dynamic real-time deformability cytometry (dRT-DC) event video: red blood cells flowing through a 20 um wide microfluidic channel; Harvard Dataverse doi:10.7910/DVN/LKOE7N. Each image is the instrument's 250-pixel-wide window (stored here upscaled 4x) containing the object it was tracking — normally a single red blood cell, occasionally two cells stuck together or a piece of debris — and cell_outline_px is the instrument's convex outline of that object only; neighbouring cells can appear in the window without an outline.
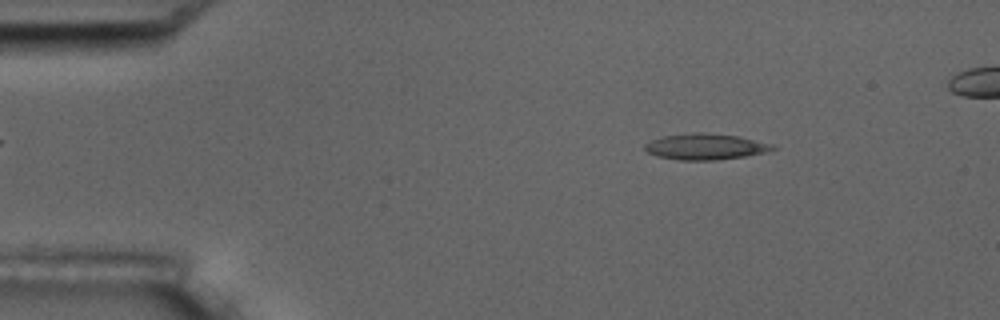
{"species": "common noctule bat (a hibernating species)", "species_latin": "Nyctalus noctula", "temperature_condition": "room temperature", "stored_images_in_passage": 6, "camera_frame_rate_fps": 3000, "um_per_image_px": 0.085, "animal": {"sex": "male", "body_mass_g": 17.5, "forearm_length_mm": 52.3}, "frame": {"image": 1, "passage_image": 3, "time_ms": 2.333, "image_size_px": [1000, 320], "cell_outline_px": [[776, 148], [768, 152], [744, 156], [716, 160], [680, 160], [656, 156], [648, 152], [644, 148], [644, 144], [652, 140], [664, 136], [692, 132], [704, 132], [740, 136], [772, 144]], "centroid_in_image_um": [59.97, 12.46], "position_along_channel_um": 25.0, "area_um2": 19.42}}